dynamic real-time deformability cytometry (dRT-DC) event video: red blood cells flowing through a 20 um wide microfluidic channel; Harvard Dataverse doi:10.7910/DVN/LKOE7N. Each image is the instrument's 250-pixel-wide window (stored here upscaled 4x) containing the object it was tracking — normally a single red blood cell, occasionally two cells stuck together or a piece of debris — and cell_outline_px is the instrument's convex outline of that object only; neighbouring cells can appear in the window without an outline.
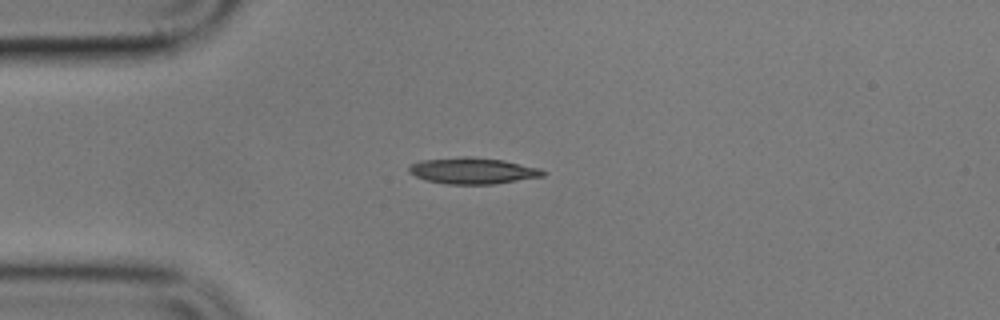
{"species": "common noctule bat (a hibernating species)", "species_latin": "Nyctalus noctula", "temperature_condition": "cold", "stored_images_in_passage": 8, "camera_frame_rate_fps": 3000, "um_per_image_px": 0.085, "animal": {"sex": "male", "body_mass_g": 17.9}, "frame": {"image": 1, "passage_image": 3, "time_ms": 2.333, "image_size_px": [1000, 320], "cell_outline_px": [[548, 172], [544, 176], [492, 184], [448, 184], [428, 180], [416, 176], [408, 172], [408, 168], [412, 164], [420, 160], [460, 156], [468, 156], [504, 160], [540, 168]], "centroid_in_image_um": [40.2, 14.5], "position_along_channel_um": 44.8, "area_um2": 20.52}}
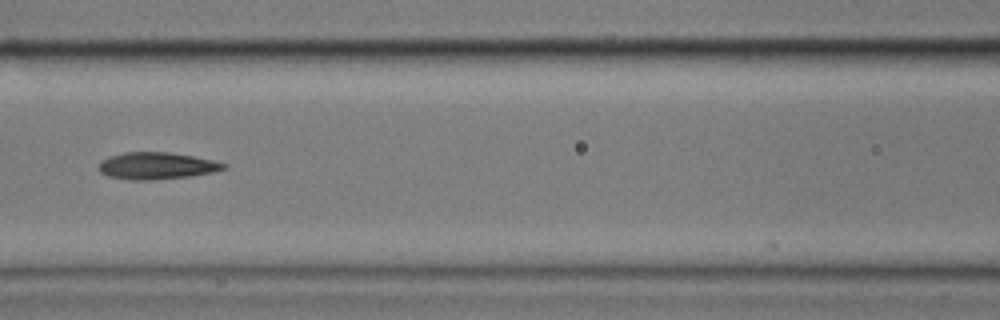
{"frame": {"image": 2, "passage_image": 6, "time_ms": 6.0, "image_size_px": [1000, 320], "cell_outline_px": [[228, 168], [212, 172], [192, 176], [152, 180], [132, 180], [108, 176], [100, 172], [100, 160], [108, 156], [124, 152], [168, 152], [192, 156], [212, 160], [228, 164]], "centroid_in_image_um": [13.32, 14.09], "position_along_channel_um": 153.3, "area_um2": 19.65}}
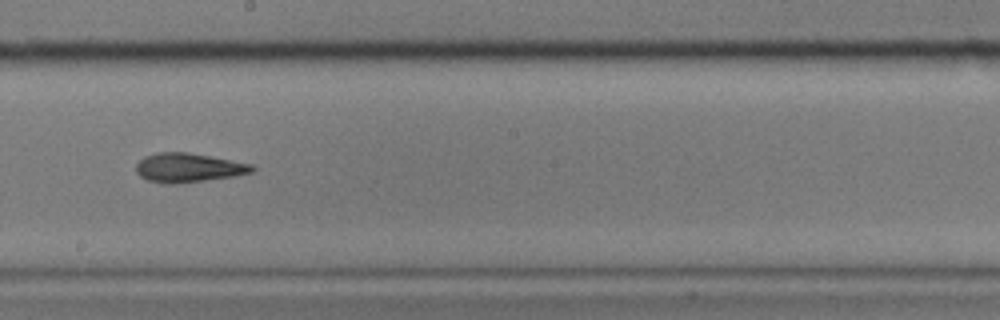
{"frame": {"image": 3, "passage_image": 8, "time_ms": 8.333, "image_size_px": [1000, 320], "cell_outline_px": [[256, 168], [252, 172], [232, 176], [204, 180], [172, 184], [168, 184], [148, 180], [140, 176], [136, 172], [136, 164], [144, 156], [156, 152], [188, 152], [252, 164]], "centroid_in_image_um": [15.98, 14.24], "position_along_channel_um": 232.2, "area_um2": 19.48}}